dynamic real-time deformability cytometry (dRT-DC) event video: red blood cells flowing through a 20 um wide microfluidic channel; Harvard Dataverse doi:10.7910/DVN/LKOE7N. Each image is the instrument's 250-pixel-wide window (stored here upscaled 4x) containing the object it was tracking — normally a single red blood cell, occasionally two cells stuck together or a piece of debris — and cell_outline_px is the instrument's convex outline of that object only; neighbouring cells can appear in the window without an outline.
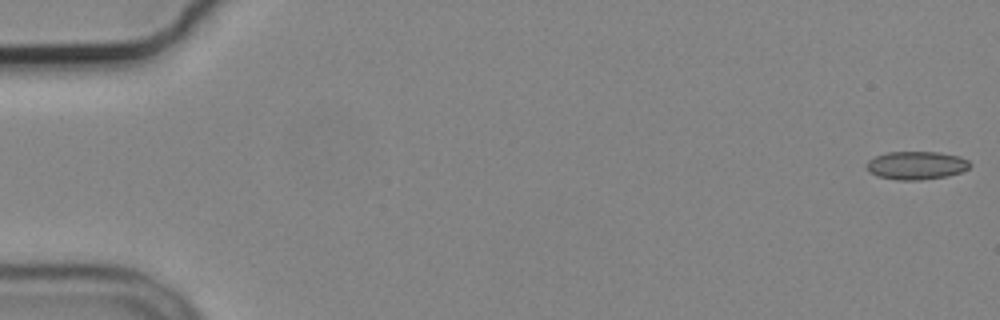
{"species": "common noctule bat (a hibernating species)", "species_latin": "Nyctalus noctula", "temperature_condition": "cold", "stored_images_in_passage": 56, "camera_frame_rate_fps": 3000, "um_per_image_px": 0.085, "animal": {"sex": "male", "body_mass_g": 19.2, "forearm_length_mm": 51.8}, "frame": {"image": 1, "passage_image": 1, "time_ms": 0.0, "image_size_px": [1000, 320], "cell_outline_px": [[972, 164], [968, 168], [960, 172], [948, 176], [920, 180], [896, 180], [876, 176], [868, 172], [868, 160], [876, 156], [888, 152], [940, 152], [960, 156], [968, 160]], "centroid_in_image_um": [77.9, 14.06], "position_along_channel_um": 7.1, "area_um2": 17.05}}
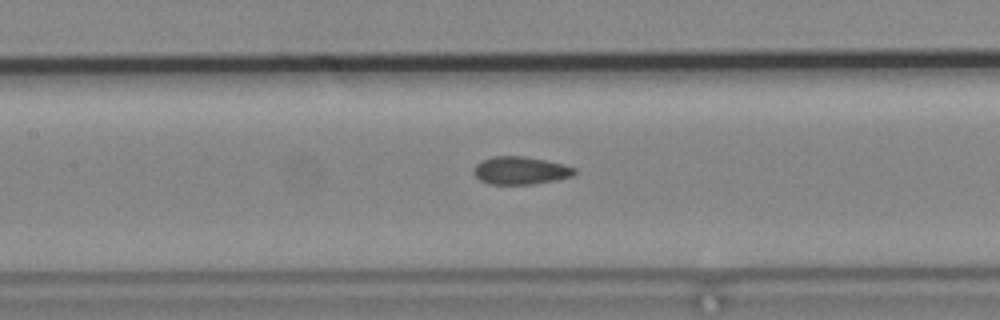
{"frame": {"image": 2, "passage_image": 26, "time_ms": 8.333, "image_size_px": [1000, 320], "cell_outline_px": [[576, 172], [572, 176], [556, 180], [532, 184], [488, 184], [480, 180], [472, 172], [472, 168], [476, 164], [492, 156], [524, 156], [564, 164], [576, 168]], "centroid_in_image_um": [44.22, 14.49], "position_along_channel_um": 163.2, "area_um2": 16.36}}
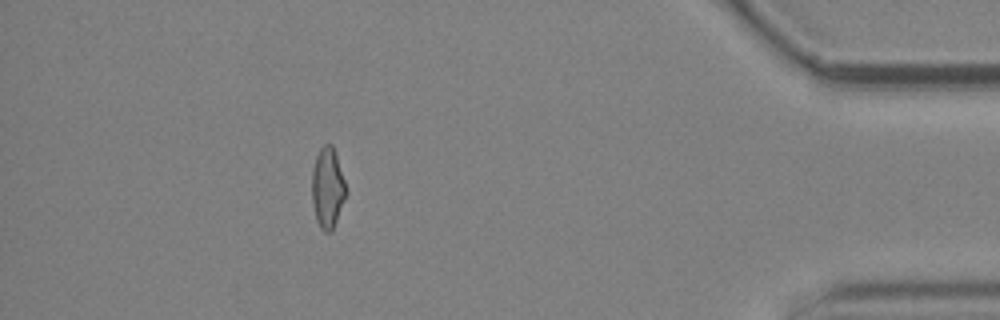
{"frame": {"image": 3, "passage_image": 50, "time_ms": 16.333, "image_size_px": [1000, 320], "cell_outline_px": [[348, 192], [332, 232], [324, 232], [320, 228], [316, 220], [312, 204], [312, 172], [316, 156], [320, 148], [324, 144], [332, 144]], "centroid_in_image_um": [27.84, 16.02], "position_along_channel_um": 407.4, "area_um2": 16.07}, "authors_computed_cell_mechanics": {"area_um2": 16.5886, "velocity_mm_per_s": 3.7025, "shape_relaxation_time_tau1_ms": null, "shape_relaxation_time_tau2_ms": 2.6746, "deformation_change_tau1": null, "deformation_change_tau2": 0.0872}}